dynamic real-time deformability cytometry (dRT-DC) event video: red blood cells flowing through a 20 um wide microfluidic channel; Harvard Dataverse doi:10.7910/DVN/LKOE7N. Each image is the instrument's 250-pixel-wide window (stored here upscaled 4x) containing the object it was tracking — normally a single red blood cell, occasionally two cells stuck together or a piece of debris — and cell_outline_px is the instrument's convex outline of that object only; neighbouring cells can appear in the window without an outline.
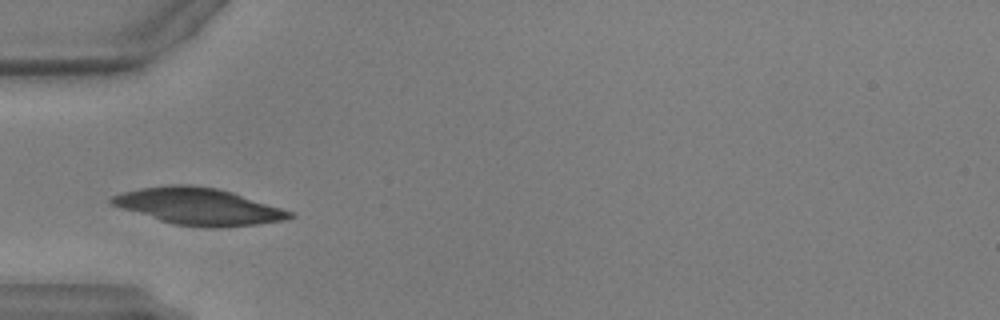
{"species": "common noctule bat (a hibernating species)", "species_latin": "Nyctalus noctula", "temperature_condition": "warm", "stored_images_in_passage": 45, "camera_frame_rate_fps": 3000, "um_per_image_px": 0.085, "animal": {"sex": "male", "body_mass_g": 17.9, "forearm_length_mm": 54.2}, "frame": {"image": 1, "passage_image": 10, "time_ms": 3.0, "image_size_px": [1000, 320], "cell_outline_px": [[296, 216], [284, 220], [256, 224], [220, 228], [204, 228], [176, 224], [160, 220], [112, 204], [108, 200], [112, 196], [124, 192], [140, 188], [172, 184], [192, 184], [216, 188], [232, 192], [292, 212]], "centroid_in_image_um": [16.9, 17.54], "position_along_channel_um": 68.1, "area_um2": 37.63}}
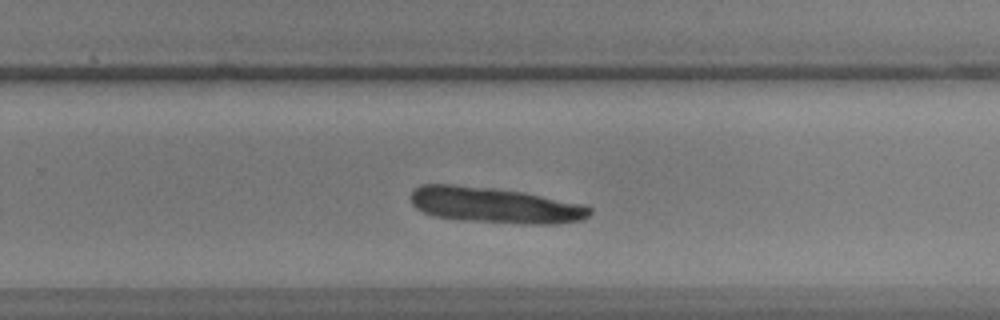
{"frame": {"image": 2, "passage_image": 27, "time_ms": 8.667, "image_size_px": [1000, 320], "cell_outline_px": [[592, 212], [584, 220], [556, 224], [524, 224], [460, 220], [436, 216], [424, 212], [416, 208], [412, 204], [412, 192], [420, 184], [448, 184], [492, 188], [524, 192], [580, 204], [592, 208]], "centroid_in_image_um": [42.08, 17.45], "position_along_channel_um": 287.7, "area_um2": 37.17}}
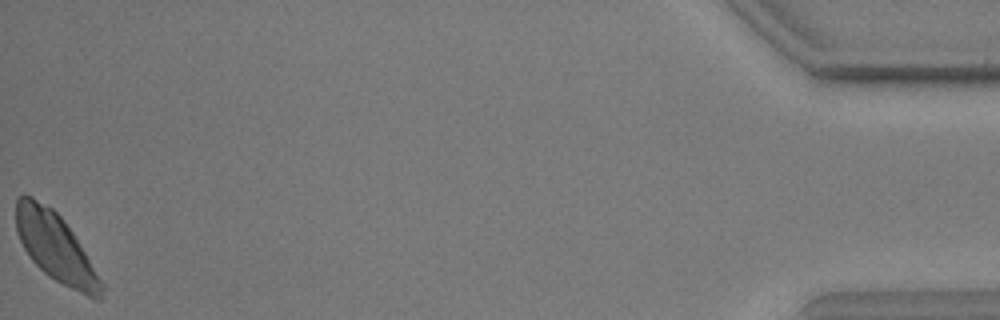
{"frame": {"image": 3, "passage_image": 45, "time_ms": 14.667, "image_size_px": [1000, 320], "cell_outline_px": [[104, 288], [100, 300], [92, 300], [48, 276], [28, 256], [16, 232], [16, 200], [24, 192], [32, 196], [52, 208], [60, 216], [72, 232], [104, 284]], "centroid_in_image_um": [4.71, 21.03], "position_along_channel_um": 430.5, "area_um2": 33.93}}